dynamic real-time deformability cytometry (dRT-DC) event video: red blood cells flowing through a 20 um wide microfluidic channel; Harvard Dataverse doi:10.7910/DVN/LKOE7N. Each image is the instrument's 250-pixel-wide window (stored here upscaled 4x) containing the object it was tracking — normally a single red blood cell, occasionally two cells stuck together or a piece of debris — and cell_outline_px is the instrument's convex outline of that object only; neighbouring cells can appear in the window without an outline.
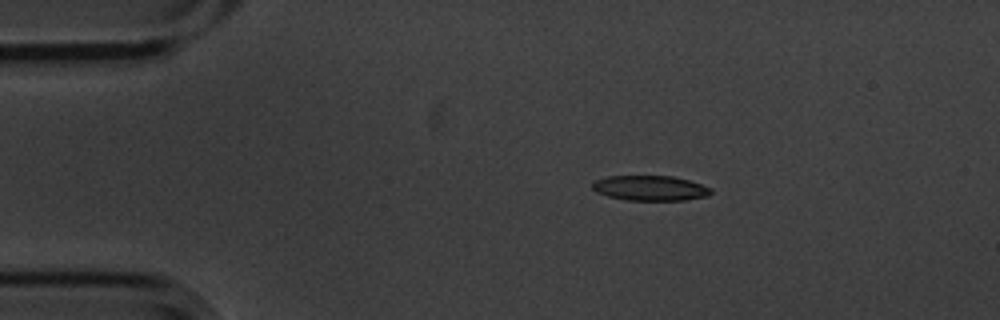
{"species": "common noctule bat (a hibernating species)", "species_latin": "Nyctalus noctula", "temperature_condition": "cold", "stored_images_in_passage": 10, "camera_frame_rate_fps": 3000, "um_per_image_px": 0.085, "animal": {"sex": "male", "body_mass_g": 20.1, "forearm_length_mm": 53.5}, "frame": {"image": 1, "passage_image": 3, "time_ms": 0.667, "image_size_px": [1000, 320], "cell_outline_px": [[712, 192], [708, 196], [684, 200], [624, 200], [608, 196], [596, 192], [592, 188], [592, 180], [608, 176], [672, 176], [688, 180], [712, 188]], "centroid_in_image_um": [55.23, 15.99], "position_along_channel_um": 29.8, "area_um2": 17.4}}
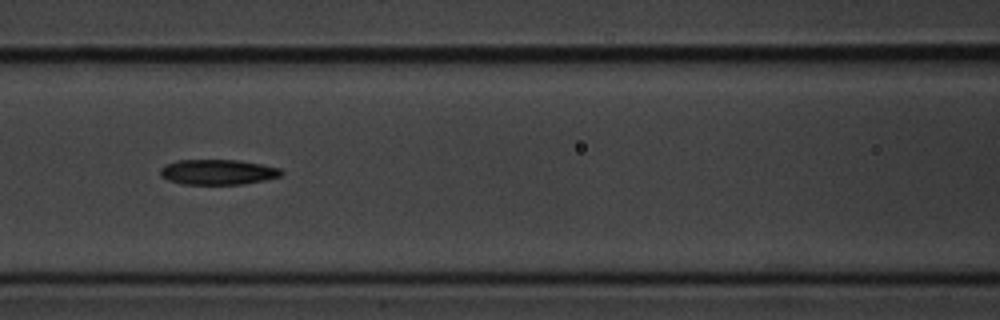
{"frame": {"image": 2, "passage_image": 7, "time_ms": 2.0, "image_size_px": [1000, 320], "cell_outline_px": [[284, 172], [280, 176], [264, 180], [244, 184], [184, 184], [168, 180], [160, 176], [160, 168], [164, 164], [176, 160], [240, 160], [280, 168]], "centroid_in_image_um": [18.49, 14.62], "position_along_channel_um": 148.1, "area_um2": 17.86}}
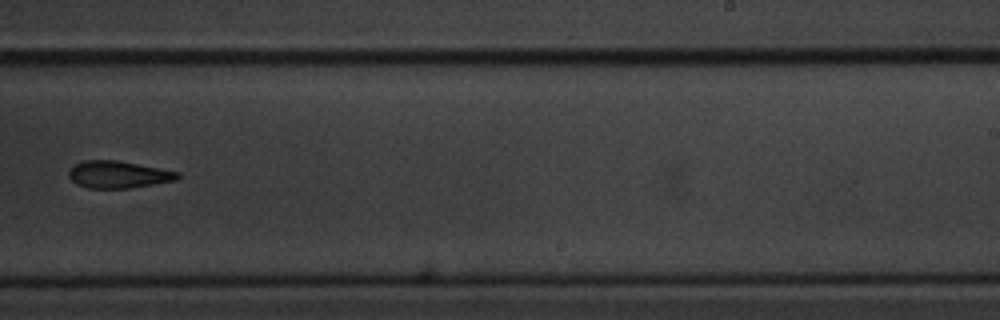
{"frame": {"image": 3, "passage_image": 10, "time_ms": 3.0, "image_size_px": [1000, 320], "cell_outline_px": [[180, 176], [176, 180], [128, 188], [88, 188], [76, 184], [68, 176], [68, 172], [72, 164], [84, 160], [116, 160], [180, 172]], "centroid_in_image_um": [10.0, 14.83], "position_along_channel_um": 279.0, "area_um2": 17.17}}